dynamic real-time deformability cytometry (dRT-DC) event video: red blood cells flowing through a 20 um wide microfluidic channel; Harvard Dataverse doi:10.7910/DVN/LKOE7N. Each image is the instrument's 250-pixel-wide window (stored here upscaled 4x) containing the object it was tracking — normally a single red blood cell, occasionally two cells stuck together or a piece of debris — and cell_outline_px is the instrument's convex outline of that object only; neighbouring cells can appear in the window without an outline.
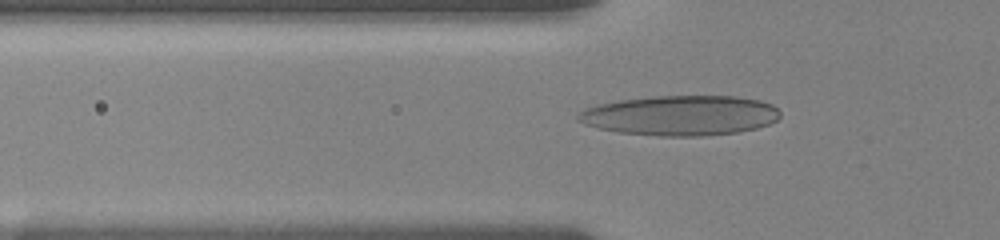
{"species": "human", "species_latin": "Homo sapiens", "temperature_condition": "room temperature", "stored_images_in_passage": 13, "camera_frame_rate_fps": 3000, "um_per_image_px": 0.085, "donor": {"sex": "female"}, "frame": {"image": 1, "passage_image": 11, "time_ms": 4.333, "image_size_px": [1000, 240], "cell_outline_px": [[780, 116], [776, 120], [768, 124], [756, 128], [740, 132], [700, 136], [660, 136], [620, 132], [596, 128], [584, 124], [576, 120], [576, 116], [584, 108], [596, 104], [620, 100], [652, 96], [736, 96], [760, 100], [772, 104], [780, 112]], "centroid_in_image_um": [57.81, 9.81], "position_along_channel_um": 68.0, "area_um2": 47.34}}
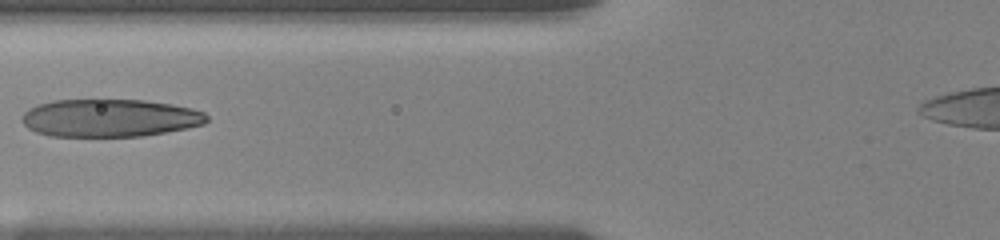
{"frame": {"image": 2, "passage_image": 13, "time_ms": 5.667, "image_size_px": [1000, 240], "cell_outline_px": [[208, 120], [204, 124], [188, 128], [144, 136], [52, 136], [36, 132], [28, 128], [20, 120], [24, 112], [28, 108], [36, 104], [52, 100], [144, 100], [172, 104], [192, 108], [204, 112], [208, 116]], "centroid_in_image_um": [9.32, 10.02], "position_along_channel_um": 116.5, "area_um2": 40.92}}